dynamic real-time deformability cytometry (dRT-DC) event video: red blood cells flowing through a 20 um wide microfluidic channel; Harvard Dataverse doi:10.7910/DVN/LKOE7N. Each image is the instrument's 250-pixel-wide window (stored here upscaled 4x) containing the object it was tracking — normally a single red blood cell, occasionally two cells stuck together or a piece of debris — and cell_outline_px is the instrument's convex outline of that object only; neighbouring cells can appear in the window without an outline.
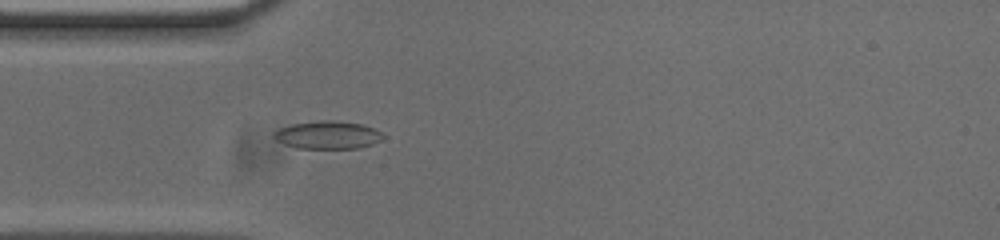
{"species": "common noctule bat (a hibernating species)", "species_latin": "Nyctalus noctula", "temperature_condition": "cold", "stored_images_in_passage": 50, "camera_frame_rate_fps": 3000, "um_per_image_px": 0.085, "animal": {"sex": "male", "body_mass_g": 20.0, "forearm_length_mm": 53.3}, "frame": {"image": 1, "passage_image": 11, "time_ms": 3.333, "image_size_px": [1000, 240], "cell_outline_px": [[384, 136], [380, 140], [372, 144], [360, 148], [296, 148], [284, 144], [276, 140], [272, 136], [280, 128], [292, 124], [320, 120], [332, 120], [364, 124], [380, 132]], "centroid_in_image_um": [27.85, 11.47], "position_along_channel_um": 57.1, "area_um2": 17.63}}
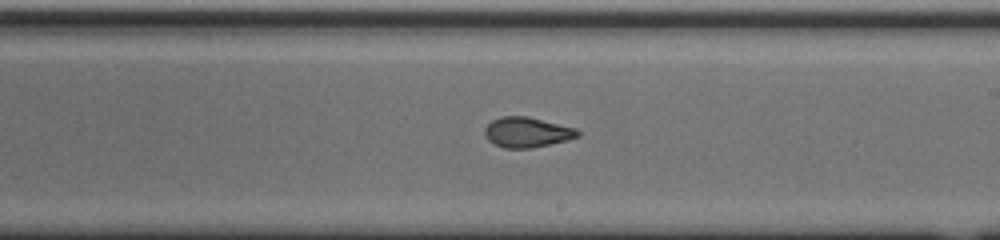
{"frame": {"image": 2, "passage_image": 26, "time_ms": 8.333, "image_size_px": [1000, 240], "cell_outline_px": [[580, 136], [568, 140], [532, 148], [504, 148], [488, 140], [484, 132], [484, 128], [492, 120], [504, 116], [528, 116], [576, 128], [580, 132]], "centroid_in_image_um": [44.82, 11.24], "position_along_channel_um": 244.2, "area_um2": 16.36}}
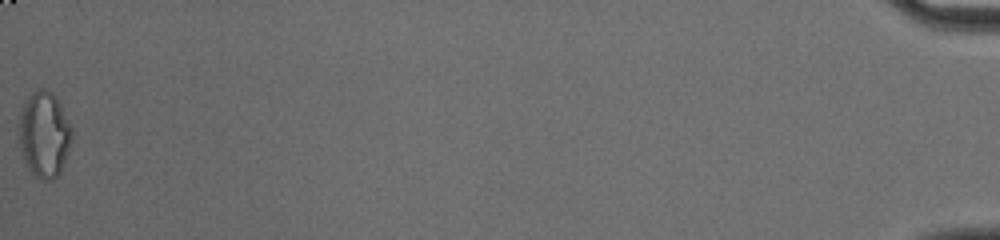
{"frame": {"image": 3, "passage_image": 50, "time_ms": 16.333, "image_size_px": [1000, 240], "cell_outline_px": [[72, 140], [64, 164], [60, 172], [52, 180], [40, 180], [28, 168], [24, 160], [20, 148], [20, 112], [24, 100], [36, 88], [44, 88], [52, 92], [56, 96], [72, 128]], "centroid_in_image_um": [3.77, 11.41], "position_along_channel_um": 431.4, "area_um2": 26.53}, "authors_computed_cell_mechanics": {"area_um2": 16.8198, "velocity_mm_per_s": 3.753, "shape_relaxation_time_tau1_ms": 5.544, "shape_relaxation_time_tau2_ms": 1.757, "deformation_change_tau1": 0.1616, "deformation_change_tau2": 0.0725}}